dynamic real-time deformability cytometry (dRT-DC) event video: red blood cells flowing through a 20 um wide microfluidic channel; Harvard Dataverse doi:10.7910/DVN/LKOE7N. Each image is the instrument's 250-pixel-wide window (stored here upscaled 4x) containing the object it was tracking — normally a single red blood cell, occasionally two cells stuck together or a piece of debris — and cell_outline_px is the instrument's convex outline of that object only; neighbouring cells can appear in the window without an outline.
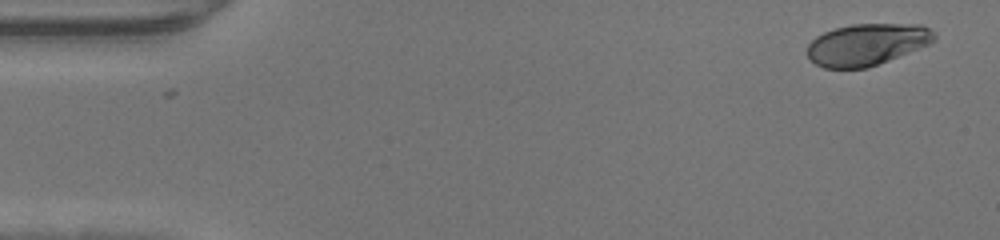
{"species": "human", "species_latin": "Homo sapiens", "temperature_condition": "warm", "stored_images_in_passage": 46, "camera_frame_rate_fps": 3000, "um_per_image_px": 0.085, "donor": {"sex": "male"}, "frame": {"image": 1, "passage_image": 1, "time_ms": 0.0, "image_size_px": [1000, 240], "cell_outline_px": [[936, 40], [920, 48], [868, 68], [824, 68], [816, 64], [808, 56], [808, 44], [816, 36], [824, 32], [836, 28], [852, 24], [920, 24], [928, 28], [936, 36]], "centroid_in_image_um": [73.69, 3.78], "position_along_channel_um": 11.3, "area_um2": 30.75}}
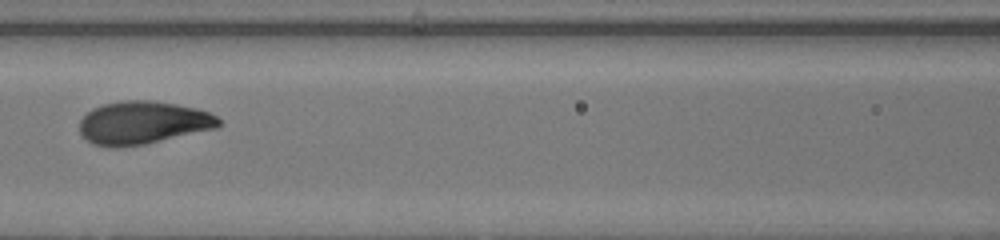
{"frame": {"image": 2, "passage_image": 20, "time_ms": 6.333, "image_size_px": [1000, 240], "cell_outline_px": [[220, 124], [216, 128], [144, 144], [116, 148], [108, 148], [92, 144], [80, 132], [80, 120], [92, 108], [104, 104], [124, 100], [152, 100], [176, 104], [196, 108], [208, 112], [216, 116], [220, 120]], "centroid_in_image_um": [12.12, 10.43], "position_along_channel_um": 154.5, "area_um2": 34.74}}
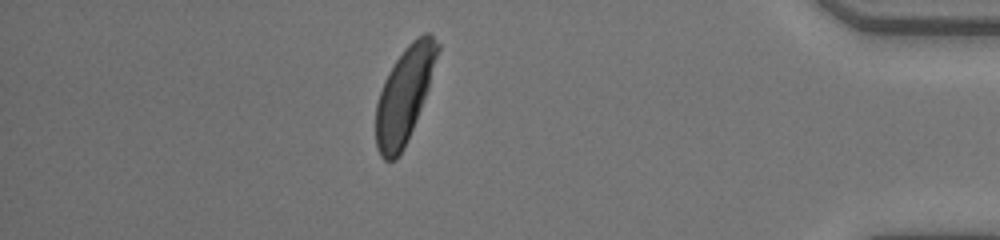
{"frame": {"image": 3, "passage_image": 40, "time_ms": 13.0, "image_size_px": [1000, 240], "cell_outline_px": [[440, 48], [428, 88], [404, 148], [396, 160], [384, 160], [380, 156], [376, 148], [376, 104], [384, 80], [388, 72], [404, 48], [412, 40], [424, 32], [428, 32], [440, 44]], "centroid_in_image_um": [34.36, 8.06], "position_along_channel_um": 400.8, "area_um2": 33.76}}